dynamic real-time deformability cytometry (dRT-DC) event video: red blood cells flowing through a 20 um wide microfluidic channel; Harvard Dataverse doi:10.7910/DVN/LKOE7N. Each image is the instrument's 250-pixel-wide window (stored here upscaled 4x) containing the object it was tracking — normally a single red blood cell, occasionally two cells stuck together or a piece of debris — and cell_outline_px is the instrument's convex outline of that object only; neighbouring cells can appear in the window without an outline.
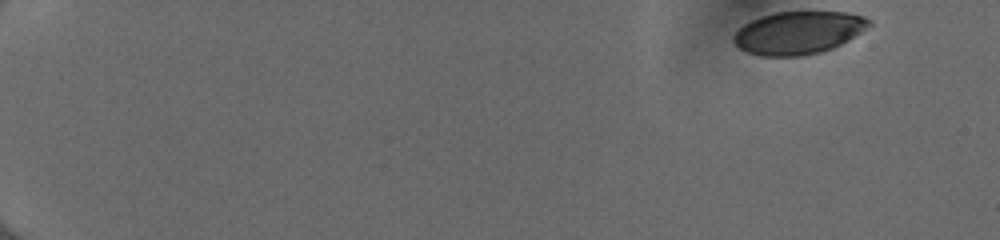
{"species": "human", "species_latin": "Homo sapiens", "temperature_condition": "cold", "stored_images_in_passage": 50, "camera_frame_rate_fps": 3000, "um_per_image_px": 0.085, "donor": {"sex": "female"}, "frame": {"image": 1, "passage_image": 1, "time_ms": 0.0, "image_size_px": [1000, 240], "cell_outline_px": [[872, 24], [848, 40], [832, 48], [820, 52], [800, 56], [760, 56], [748, 52], [740, 48], [732, 40], [732, 36], [744, 24], [760, 16], [776, 12], [844, 12], [864, 16], [872, 20]], "centroid_in_image_um": [67.86, 2.78], "position_along_channel_um": 17.1, "area_um2": 33.58}}
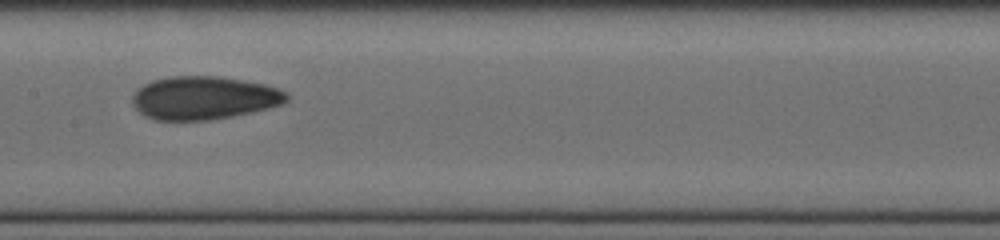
{"frame": {"image": 2, "passage_image": 27, "time_ms": 8.667, "image_size_px": [1000, 240], "cell_outline_px": [[288, 100], [284, 104], [252, 112], [232, 116], [208, 120], [156, 120], [144, 116], [132, 104], [132, 96], [136, 88], [152, 80], [168, 76], [220, 76], [264, 84], [288, 92]], "centroid_in_image_um": [17.32, 8.31], "position_along_channel_um": 190.1, "area_um2": 39.07}}
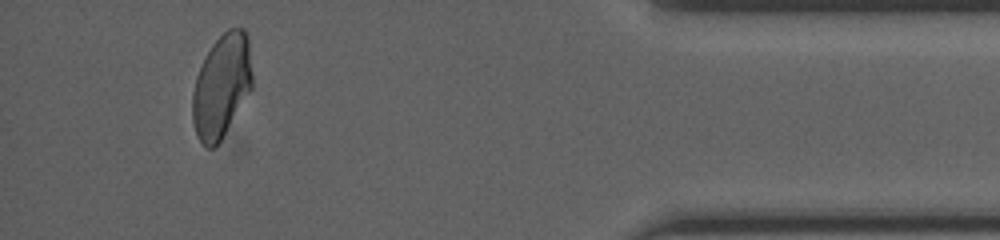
{"frame": {"image": 3, "passage_image": 47, "time_ms": 15.333, "image_size_px": [1000, 240], "cell_outline_px": [[252, 88], [220, 140], [212, 148], [208, 148], [200, 140], [196, 132], [192, 120], [192, 92], [196, 76], [212, 44], [228, 28], [244, 28], [248, 36], [252, 72]], "centroid_in_image_um": [18.84, 7.27], "position_along_channel_um": 416.4, "area_um2": 35.6}, "authors_computed_cell_mechanics": {"area_um2": 37.0209, "velocity_mm_per_s": 4.0148, "shape_relaxation_time_tau1_ms": 5.6581, "shape_relaxation_time_tau2_ms": 1.9242, "deformation_change_tau1": 0.1407, "deformation_change_tau2": 0.0684}}